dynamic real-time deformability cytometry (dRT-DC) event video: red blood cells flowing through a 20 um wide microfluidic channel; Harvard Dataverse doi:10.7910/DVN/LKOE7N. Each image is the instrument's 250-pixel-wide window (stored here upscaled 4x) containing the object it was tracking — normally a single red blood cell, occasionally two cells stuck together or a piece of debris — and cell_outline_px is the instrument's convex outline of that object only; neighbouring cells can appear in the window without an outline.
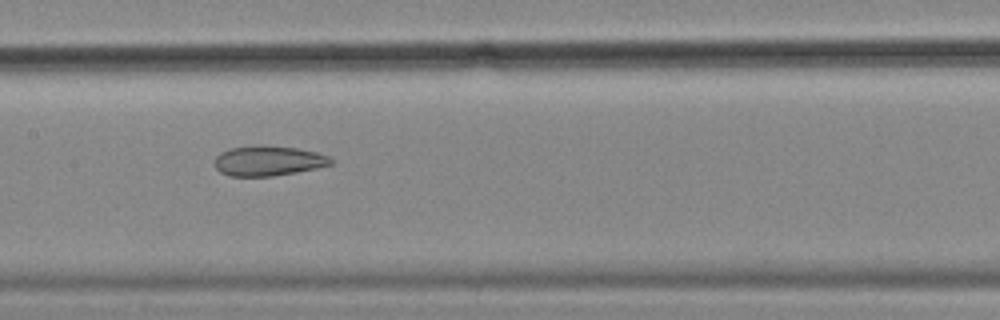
{"species": "common noctule bat (a hibernating species)", "species_latin": "Nyctalus noctula", "temperature_condition": "cold", "stored_images_in_passage": 8, "camera_frame_rate_fps": 3000, "um_per_image_px": 0.085, "animal": {"sex": "female", "body_mass_g": 18.4}, "frame": {"image": 1, "passage_image": 8, "time_ms": 2.333, "image_size_px": [1000, 320], "cell_outline_px": [[332, 164], [316, 168], [296, 172], [272, 176], [228, 176], [220, 172], [216, 168], [216, 156], [220, 152], [228, 148], [256, 144], [260, 144], [296, 148], [316, 152], [328, 156], [332, 160]], "centroid_in_image_um": [22.77, 13.65], "position_along_channel_um": 184.6, "area_um2": 20.46}}